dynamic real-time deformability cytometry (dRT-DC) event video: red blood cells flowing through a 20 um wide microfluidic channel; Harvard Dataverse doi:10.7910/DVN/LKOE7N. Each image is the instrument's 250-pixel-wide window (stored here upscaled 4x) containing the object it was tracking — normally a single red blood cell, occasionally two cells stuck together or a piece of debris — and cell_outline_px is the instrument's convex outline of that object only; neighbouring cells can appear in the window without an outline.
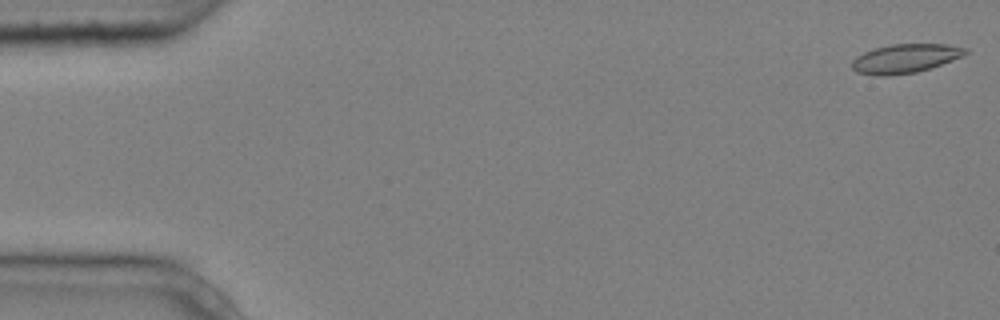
{"species": "common noctule bat (a hibernating species)", "species_latin": "Nyctalus noctula", "temperature_condition": "cold", "stored_images_in_passage": 4, "camera_frame_rate_fps": 3000, "um_per_image_px": 0.085, "animal": {"sex": "male", "body_mass_g": 20.4}, "frame": {"image": 1, "passage_image": 1, "time_ms": 0.0, "image_size_px": [1000, 320], "cell_outline_px": [[968, 52], [952, 60], [916, 72], [884, 76], [856, 72], [852, 68], [852, 60], [856, 56], [872, 48], [892, 44], [948, 44], [968, 48]], "centroid_in_image_um": [76.91, 4.95], "position_along_channel_um": 8.1, "area_um2": 18.96}}
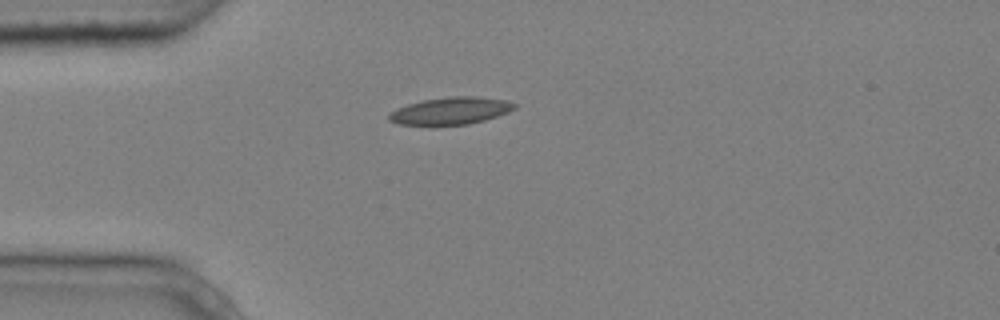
{"frame": {"image": 2, "passage_image": 4, "time_ms": 1.0, "image_size_px": [1000, 320], "cell_outline_px": [[516, 108], [508, 112], [484, 120], [468, 124], [400, 124], [388, 120], [388, 116], [396, 108], [408, 104], [424, 100], [448, 96], [476, 96], [508, 100], [516, 104]], "centroid_in_image_um": [38.34, 9.4], "position_along_channel_um": 46.7, "area_um2": 19.65}}